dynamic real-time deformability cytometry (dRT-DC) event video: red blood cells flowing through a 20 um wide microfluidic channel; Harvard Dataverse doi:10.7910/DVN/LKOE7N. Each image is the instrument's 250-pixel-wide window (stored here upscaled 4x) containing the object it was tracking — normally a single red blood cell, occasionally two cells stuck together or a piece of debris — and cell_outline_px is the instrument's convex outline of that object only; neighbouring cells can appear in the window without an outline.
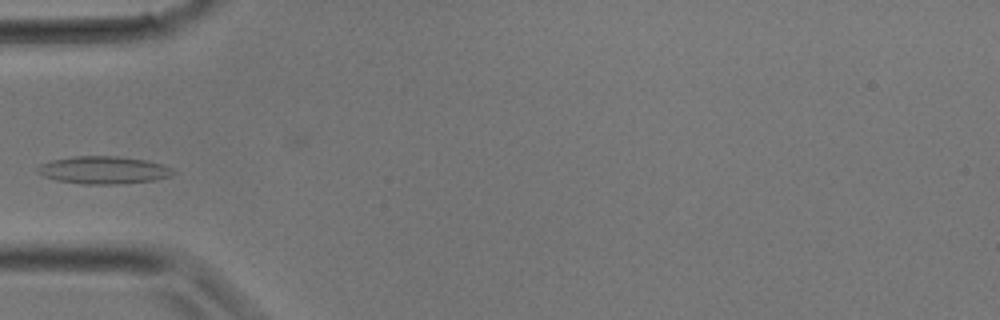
{"species": "common noctule bat (a hibernating species)", "species_latin": "Nyctalus noctula", "temperature_condition": "room temperature", "stored_images_in_passage": 14, "camera_frame_rate_fps": 3000, "um_per_image_px": 0.085, "animal": {"sex": "male", "body_mass_g": 17.9}, "frame": {"image": 1, "passage_image": 2, "time_ms": 0.333, "image_size_px": [1000, 320], "cell_outline_px": [[176, 172], [172, 176], [152, 180], [120, 184], [84, 184], [56, 180], [44, 176], [36, 172], [36, 168], [40, 164], [52, 160], [72, 156], [116, 156], [144, 160], [160, 164], [172, 168]], "centroid_in_image_um": [8.77, 14.46], "position_along_channel_um": 76.2, "area_um2": 21.73}}
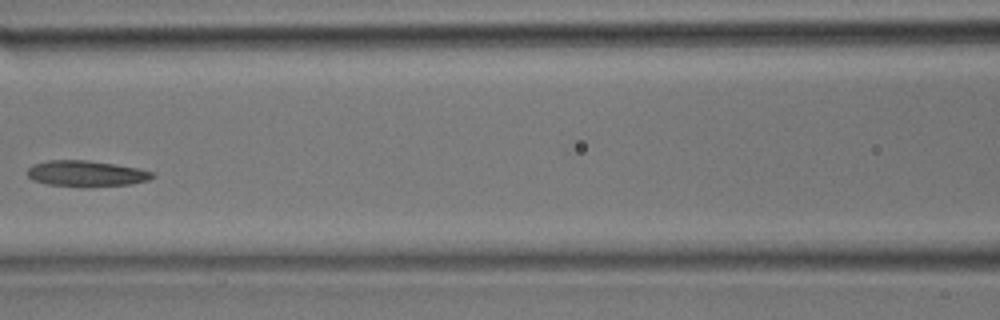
{"frame": {"image": 2, "passage_image": 6, "time_ms": 1.667, "image_size_px": [1000, 320], "cell_outline_px": [[156, 176], [148, 180], [132, 184], [84, 188], [48, 184], [32, 180], [28, 176], [28, 168], [36, 164], [48, 160], [88, 160], [116, 164], [136, 168], [152, 172]], "centroid_in_image_um": [7.35, 14.77], "position_along_channel_um": 159.3, "area_um2": 19.07}}
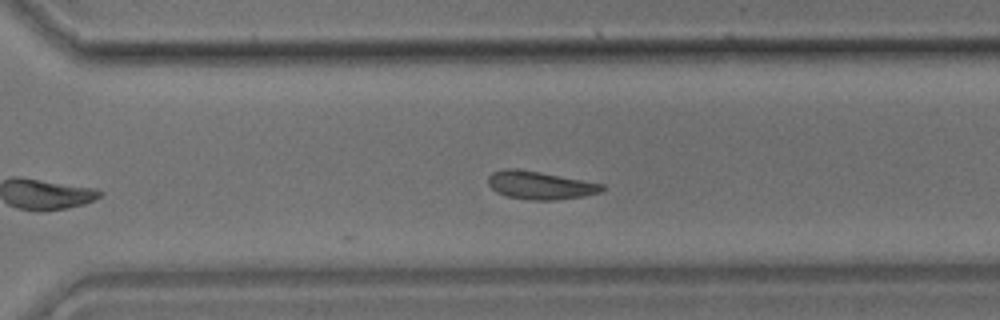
{"frame": {"image": 3, "passage_image": 14, "time_ms": 4.333, "image_size_px": [1000, 320], "cell_outline_px": [[604, 188], [600, 192], [584, 196], [556, 200], [532, 200], [508, 196], [496, 192], [488, 184], [488, 176], [492, 172], [504, 168], [512, 168], [540, 172], [604, 184]], "centroid_in_image_um": [45.89, 15.74], "position_along_channel_um": 324.7, "area_um2": 18.5}}